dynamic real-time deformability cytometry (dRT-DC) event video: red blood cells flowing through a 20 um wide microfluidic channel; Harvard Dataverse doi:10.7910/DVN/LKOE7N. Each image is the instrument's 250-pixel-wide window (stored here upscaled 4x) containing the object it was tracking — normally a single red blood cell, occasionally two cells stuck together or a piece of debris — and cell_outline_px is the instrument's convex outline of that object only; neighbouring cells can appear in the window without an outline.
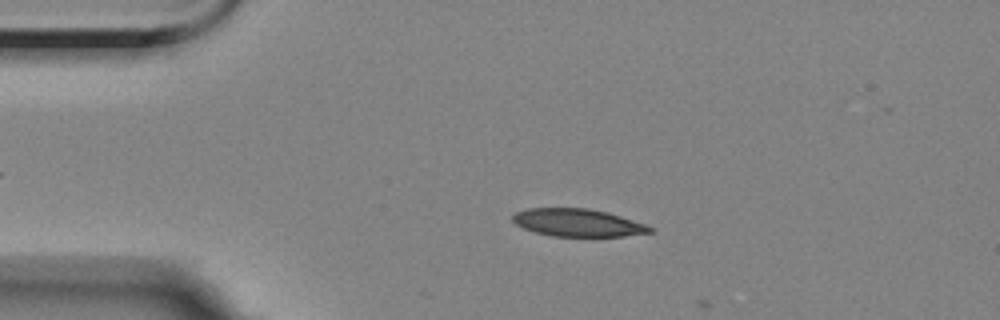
{"species": "Egyptian fruit bat (a non-hibernating species)", "species_latin": "Rousettus aegyptiacus", "temperature_condition": "room temperature", "stored_images_in_passage": 4, "camera_frame_rate_fps": 3000, "um_per_image_px": 0.085, "animal": {"sex": "female"}, "frame": {"image": 1, "passage_image": 3, "time_ms": 2.333, "image_size_px": [1000, 320], "cell_outline_px": [[656, 232], [624, 236], [552, 236], [536, 232], [524, 228], [516, 224], [512, 220], [512, 216], [516, 212], [528, 208], [588, 208], [620, 216], [644, 224], [652, 228]], "centroid_in_image_um": [49.1, 18.93], "position_along_channel_um": 35.9, "area_um2": 21.91}}